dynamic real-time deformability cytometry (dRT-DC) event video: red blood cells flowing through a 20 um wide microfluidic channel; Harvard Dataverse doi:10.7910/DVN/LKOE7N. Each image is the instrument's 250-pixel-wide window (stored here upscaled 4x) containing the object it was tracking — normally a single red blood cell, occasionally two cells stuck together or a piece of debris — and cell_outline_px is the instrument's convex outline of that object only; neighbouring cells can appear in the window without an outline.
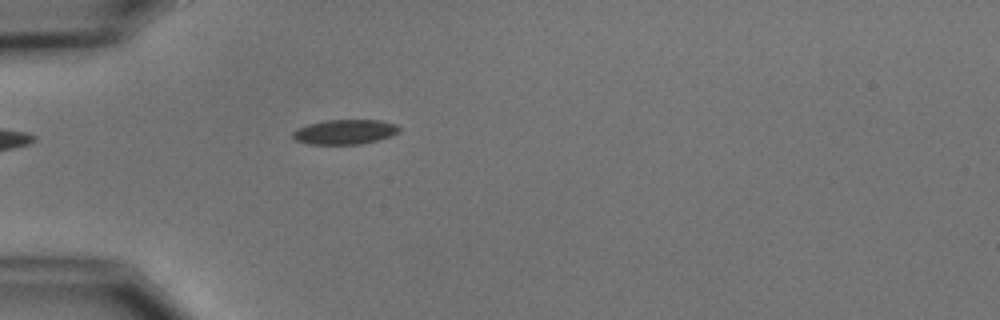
{"species": "common noctule bat (a hibernating species)", "species_latin": "Nyctalus noctula", "temperature_condition": "cold", "stored_images_in_passage": 2, "camera_frame_rate_fps": 3000, "um_per_image_px": 0.085, "animal": {"sex": "male", "body_mass_g": 15.6}, "frame": {"image": 1, "passage_image": 2, "time_ms": 1.0, "image_size_px": [1000, 320], "cell_outline_px": [[400, 132], [376, 140], [360, 144], [308, 144], [296, 140], [292, 136], [292, 132], [296, 128], [308, 124], [328, 120], [380, 120], [396, 124], [400, 128]], "centroid_in_image_um": [29.29, 11.2], "position_along_channel_um": 55.7, "area_um2": 15.26}}